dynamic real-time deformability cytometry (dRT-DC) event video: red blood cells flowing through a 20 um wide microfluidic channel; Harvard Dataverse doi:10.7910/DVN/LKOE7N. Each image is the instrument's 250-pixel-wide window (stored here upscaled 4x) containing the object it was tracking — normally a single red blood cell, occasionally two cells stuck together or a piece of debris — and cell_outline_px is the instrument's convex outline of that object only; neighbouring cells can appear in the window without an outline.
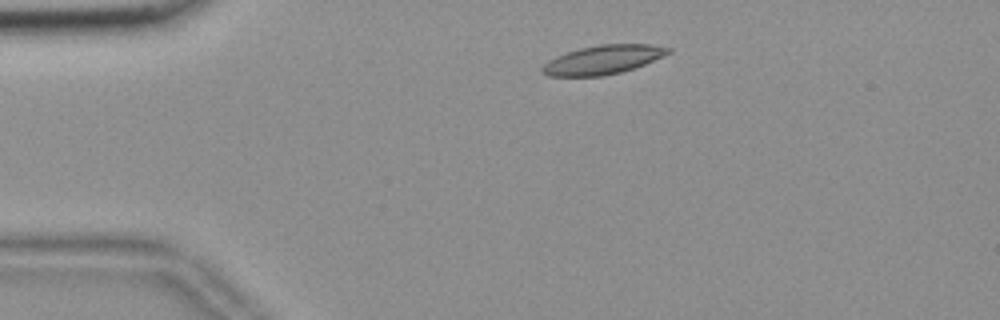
{"species": "common noctule bat (a hibernating species)", "species_latin": "Nyctalus noctula", "temperature_condition": "room temperature", "stored_images_in_passage": 50, "camera_frame_rate_fps": 3000, "um_per_image_px": 0.085, "animal": {"sex": "female", "body_mass_g": 18.4}, "frame": {"image": 1, "passage_image": 6, "time_ms": 1.667, "image_size_px": [1000, 320], "cell_outline_px": [[672, 52], [644, 64], [620, 72], [604, 76], [548, 76], [540, 72], [540, 68], [548, 60], [556, 56], [580, 48], [600, 44], [652, 44], [672, 48]], "centroid_in_image_um": [51.23, 5.07], "position_along_channel_um": 33.8, "area_um2": 21.21}}
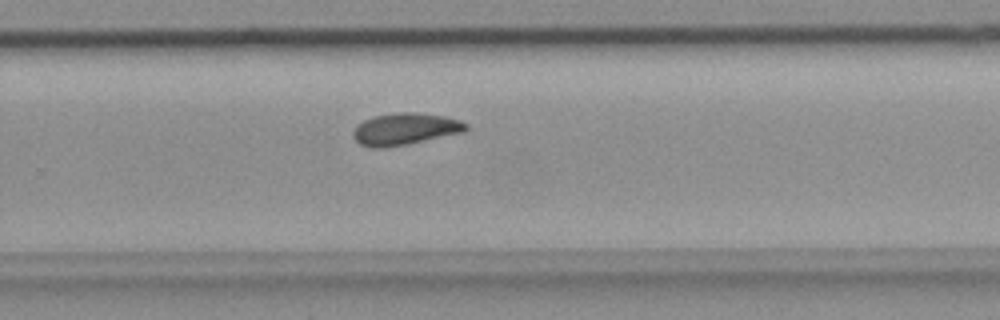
{"frame": {"image": 2, "passage_image": 31, "time_ms": 10.0, "image_size_px": [1000, 320], "cell_outline_px": [[468, 128], [464, 132], [384, 148], [372, 148], [360, 144], [352, 136], [352, 132], [364, 120], [372, 116], [400, 112], [416, 112], [444, 116], [460, 120], [468, 124]], "centroid_in_image_um": [34.43, 10.96], "position_along_channel_um": 295.4, "area_um2": 20.75}}
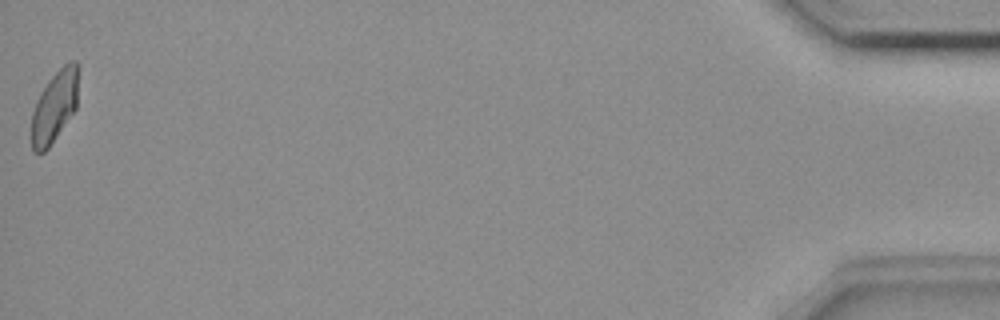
{"frame": {"image": 3, "passage_image": 50, "time_ms": 16.333, "image_size_px": [1000, 320], "cell_outline_px": [[80, 68], [76, 108], [48, 148], [44, 152], [32, 152], [32, 112], [36, 100], [40, 92], [48, 80], [68, 60], [76, 60]], "centroid_in_image_um": [4.66, 8.98], "position_along_channel_um": 430.5, "area_um2": 19.71}, "authors_computed_cell_mechanics": {"area_um2": 20.5768, "velocity_mm_per_s": 3.6603, "shape_relaxation_time_tau1_ms": null, "shape_relaxation_time_tau2_ms": 5.4646, "deformation_change_tau1": null, "deformation_change_tau2": 0.1003}}